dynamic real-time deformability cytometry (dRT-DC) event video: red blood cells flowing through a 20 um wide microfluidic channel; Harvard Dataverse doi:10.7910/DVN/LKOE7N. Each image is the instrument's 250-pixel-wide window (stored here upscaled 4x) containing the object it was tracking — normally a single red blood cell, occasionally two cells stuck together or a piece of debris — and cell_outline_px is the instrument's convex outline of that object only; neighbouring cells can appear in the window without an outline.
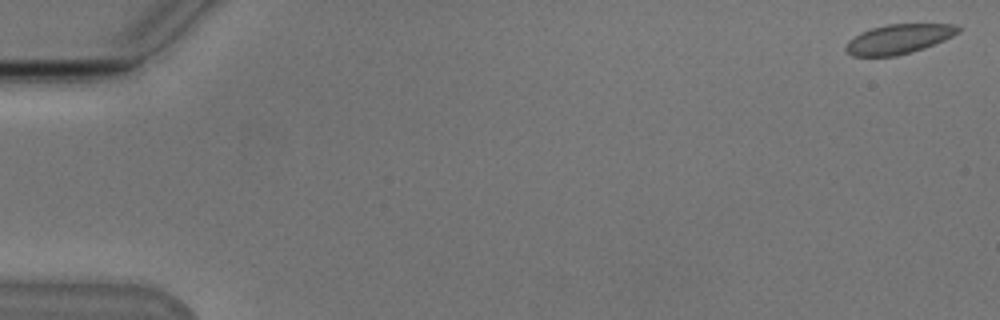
{"species": "Egyptian fruit bat (a non-hibernating species)", "species_latin": "Rousettus aegyptiacus", "temperature_condition": "cold", "stored_images_in_passage": 6, "camera_frame_rate_fps": 3000, "um_per_image_px": 0.085, "animal": {"sex": "male"}, "frame": {"image": 1, "passage_image": 2, "time_ms": 0.333, "image_size_px": [1000, 320], "cell_outline_px": [[960, 32], [944, 40], [924, 48], [896, 56], [852, 56], [844, 48], [848, 40], [860, 32], [872, 28], [888, 24], [956, 24], [960, 28]], "centroid_in_image_um": [76.37, 3.31], "position_along_channel_um": 8.6, "area_um2": 19.31}}